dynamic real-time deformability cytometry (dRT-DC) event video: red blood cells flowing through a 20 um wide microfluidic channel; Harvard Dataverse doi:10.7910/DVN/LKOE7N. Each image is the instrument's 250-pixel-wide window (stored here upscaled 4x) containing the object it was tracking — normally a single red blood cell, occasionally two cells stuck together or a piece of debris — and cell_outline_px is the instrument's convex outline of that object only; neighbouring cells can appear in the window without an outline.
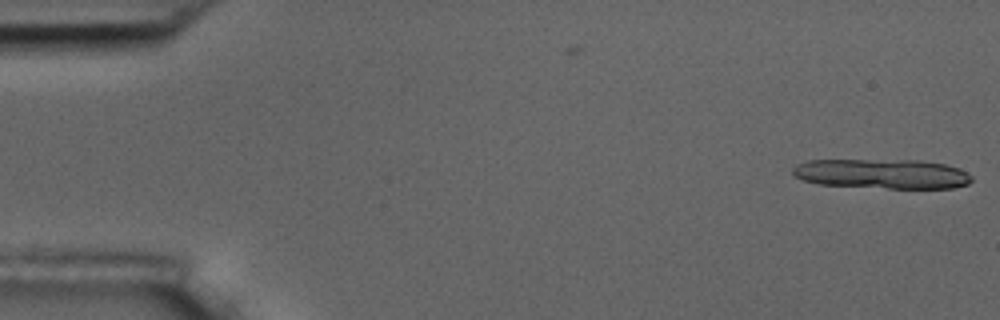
{"species": "common noctule bat (a hibernating species)", "species_latin": "Nyctalus noctula", "temperature_condition": "room temperature", "stored_images_in_passage": 2, "camera_frame_rate_fps": 3000, "um_per_image_px": 0.085, "animal": {"sex": "male", "body_mass_g": 17.5, "forearm_length_mm": 52.3}, "frame": {"image": 1, "passage_image": 2, "time_ms": 1.0, "image_size_px": [1000, 320], "cell_outline_px": [[972, 180], [968, 184], [952, 188], [888, 188], [820, 184], [804, 180], [796, 176], [792, 172], [792, 168], [796, 164], [808, 160], [920, 160], [944, 164], [960, 168], [972, 176]], "centroid_in_image_um": [75.0, 14.77], "position_along_channel_um": 10.0, "area_um2": 30.92}}